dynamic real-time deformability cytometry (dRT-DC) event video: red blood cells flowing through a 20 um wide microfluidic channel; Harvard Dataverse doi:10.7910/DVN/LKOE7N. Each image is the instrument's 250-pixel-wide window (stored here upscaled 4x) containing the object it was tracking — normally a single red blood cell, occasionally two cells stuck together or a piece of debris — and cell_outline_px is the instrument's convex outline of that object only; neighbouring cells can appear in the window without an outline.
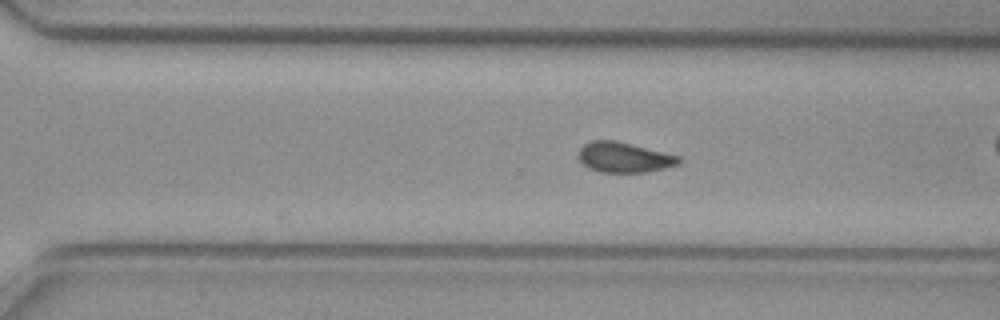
{"species": "common noctule bat (a hibernating species)", "species_latin": "Nyctalus noctula", "temperature_condition": "cold", "stored_images_in_passage": 33, "camera_frame_rate_fps": 3000, "um_per_image_px": 0.085, "animal": {"sex": "female", "body_mass_g": 29.2, "forearm_length_mm": 56.3}, "frame": {"image": 1, "passage_image": 28, "time_ms": 9.0, "image_size_px": [1000, 320], "cell_outline_px": [[680, 164], [664, 168], [644, 172], [600, 172], [588, 168], [580, 160], [580, 148], [584, 144], [592, 140], [616, 140], [680, 156]], "centroid_in_image_um": [53.05, 13.37], "position_along_channel_um": 317.5, "area_um2": 17.51}, "authors_computed_cell_mechanics": {"area_um2": 18.0914, "velocity_mm_per_s": 3.8317, "shape_relaxation_time_tau1_ms": null, "shape_relaxation_time_tau2_ms": 9.0853, "deformation_change_tau1": null, "deformation_change_tau2": 0.098}}